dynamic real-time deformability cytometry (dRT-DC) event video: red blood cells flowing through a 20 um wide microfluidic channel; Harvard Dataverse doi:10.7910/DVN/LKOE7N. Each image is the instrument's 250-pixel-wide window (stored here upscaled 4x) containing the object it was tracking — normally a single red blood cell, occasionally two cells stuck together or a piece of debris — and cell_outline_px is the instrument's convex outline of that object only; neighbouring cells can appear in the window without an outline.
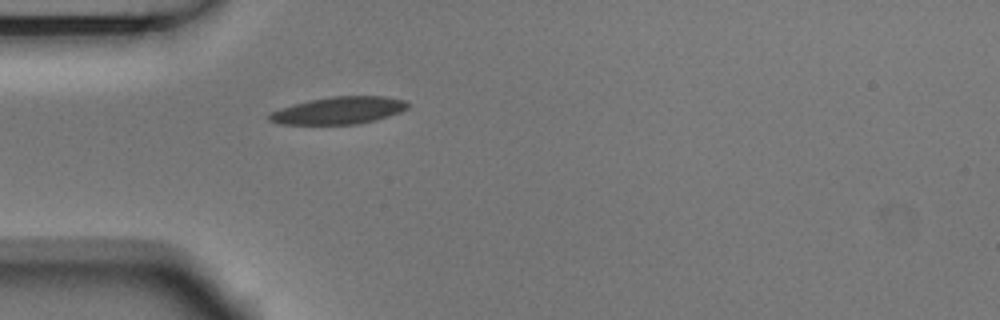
{"species": "Egyptian fruit bat (a non-hibernating species)", "species_latin": "Rousettus aegyptiacus", "temperature_condition": "room temperature", "stored_images_in_passage": 6, "camera_frame_rate_fps": 3000, "um_per_image_px": 0.085, "animal": {"sex": "male"}, "frame": {"image": 1, "passage_image": 6, "time_ms": 1.667, "image_size_px": [1000, 320], "cell_outline_px": [[408, 108], [400, 112], [376, 120], [356, 124], [280, 124], [268, 120], [268, 112], [292, 104], [308, 100], [332, 96], [384, 96], [404, 100], [408, 104]], "centroid_in_image_um": [28.75, 9.38], "position_along_channel_um": 56.2, "area_um2": 22.08}}